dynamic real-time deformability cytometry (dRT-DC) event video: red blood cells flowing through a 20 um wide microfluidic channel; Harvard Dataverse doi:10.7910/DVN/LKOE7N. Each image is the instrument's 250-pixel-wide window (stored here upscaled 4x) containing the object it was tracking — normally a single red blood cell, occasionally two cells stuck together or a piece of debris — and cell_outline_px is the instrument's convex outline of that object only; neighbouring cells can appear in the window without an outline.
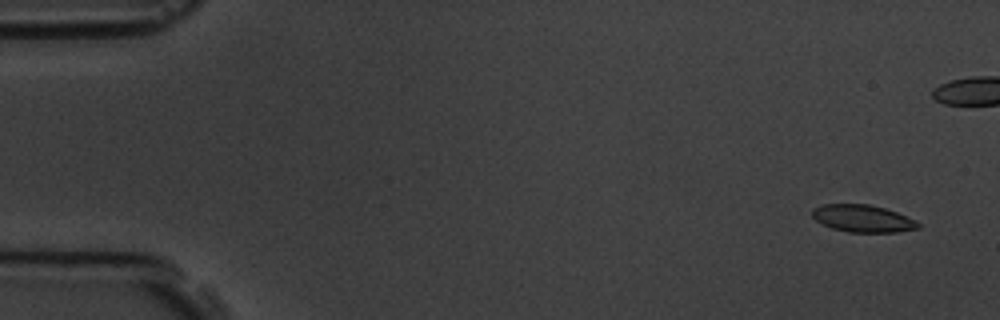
{"species": "common noctule bat (a hibernating species)", "species_latin": "Nyctalus noctula", "temperature_condition": "room temperature", "stored_images_in_passage": 6, "camera_frame_rate_fps": 3000, "um_per_image_px": 0.085, "animal": {"sex": "male", "body_mass_g": 19.5, "forearm_length_mm": 54.6}, "frame": {"image": 1, "passage_image": 1, "time_ms": 0.0, "image_size_px": [1000, 320], "cell_outline_px": [[920, 228], [896, 232], [848, 232], [832, 228], [816, 220], [812, 216], [812, 208], [824, 204], [868, 204], [884, 208], [896, 212], [916, 220], [920, 224]], "centroid_in_image_um": [73.34, 18.57], "position_along_channel_um": 11.7, "area_um2": 16.76}}